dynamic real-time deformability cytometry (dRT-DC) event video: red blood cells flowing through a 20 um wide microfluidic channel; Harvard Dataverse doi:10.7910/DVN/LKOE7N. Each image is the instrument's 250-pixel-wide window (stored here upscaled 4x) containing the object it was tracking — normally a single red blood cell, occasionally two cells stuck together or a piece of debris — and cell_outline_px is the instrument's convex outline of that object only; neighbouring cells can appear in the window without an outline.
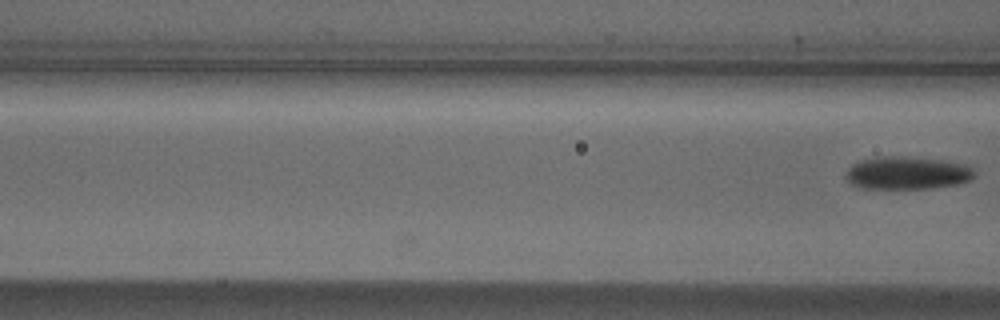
{"species": "Egyptian fruit bat (a non-hibernating species)", "species_latin": "Rousettus aegyptiacus", "temperature_condition": "cold", "stored_images_in_passage": 5, "camera_frame_rate_fps": 3000, "um_per_image_px": 0.085, "animal": {"sex": "male"}, "frame": {"image": 1, "passage_image": 5, "time_ms": 1.333, "image_size_px": [1000, 320], "cell_outline_px": [[972, 176], [968, 180], [956, 184], [932, 188], [860, 188], [852, 184], [844, 176], [848, 168], [852, 164], [860, 160], [876, 156], [904, 156], [940, 160], [964, 164], [972, 168]], "centroid_in_image_um": [77.02, 14.69], "position_along_channel_um": 89.6, "area_um2": 24.39}}